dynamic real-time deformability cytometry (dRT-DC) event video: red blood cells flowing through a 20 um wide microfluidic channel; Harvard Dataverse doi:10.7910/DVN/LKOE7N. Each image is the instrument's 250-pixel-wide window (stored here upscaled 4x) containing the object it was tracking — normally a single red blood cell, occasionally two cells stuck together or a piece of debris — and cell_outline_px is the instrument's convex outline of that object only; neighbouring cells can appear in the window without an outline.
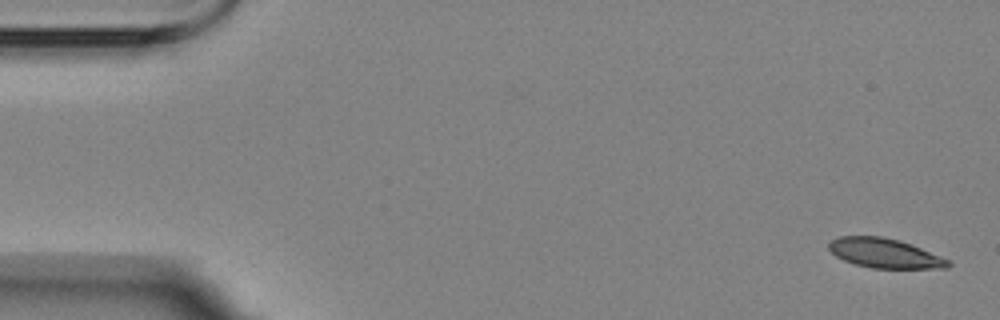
{"species": "Egyptian fruit bat (a non-hibernating species)", "species_latin": "Rousettus aegyptiacus", "temperature_condition": "room temperature", "stored_images_in_passage": 5, "camera_frame_rate_fps": 3000, "um_per_image_px": 0.085, "animal": {"sex": "female"}, "frame": {"image": 1, "passage_image": 1, "time_ms": 0.0, "image_size_px": [1000, 320], "cell_outline_px": [[952, 264], [948, 268], [872, 268], [856, 264], [844, 260], [836, 256], [828, 248], [828, 244], [832, 240], [840, 236], [880, 236], [896, 240], [920, 248], [948, 260]], "centroid_in_image_um": [75.16, 21.53], "position_along_channel_um": 9.8, "area_um2": 20.06}}
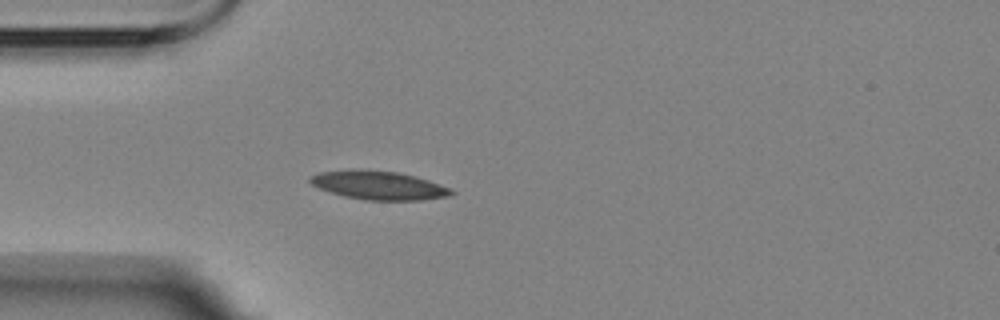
{"frame": {"image": 2, "passage_image": 5, "time_ms": 4.667, "image_size_px": [1000, 320], "cell_outline_px": [[456, 192], [448, 196], [420, 200], [364, 200], [344, 196], [320, 188], [312, 184], [308, 180], [308, 176], [320, 172], [352, 168], [360, 168], [396, 172], [416, 176], [452, 188]], "centroid_in_image_um": [32.17, 15.73], "position_along_channel_um": 52.8, "area_um2": 23.81}}